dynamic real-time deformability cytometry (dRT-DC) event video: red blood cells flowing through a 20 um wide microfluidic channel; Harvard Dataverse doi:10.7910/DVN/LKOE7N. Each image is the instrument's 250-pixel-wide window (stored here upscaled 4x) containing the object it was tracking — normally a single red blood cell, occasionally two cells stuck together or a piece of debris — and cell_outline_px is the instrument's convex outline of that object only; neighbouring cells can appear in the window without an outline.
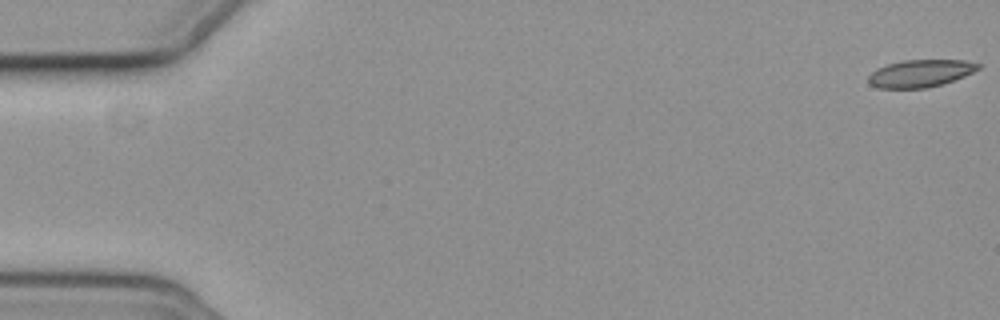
{"species": "common noctule bat (a hibernating species)", "species_latin": "Nyctalus noctula", "temperature_condition": "cold", "stored_images_in_passage": 13, "camera_frame_rate_fps": 3000, "um_per_image_px": 0.085, "animal": {"sex": "female", "body_mass_g": 19.3, "forearm_length_mm": 54.1}, "frame": {"image": 1, "passage_image": 1, "time_ms": 0.0, "image_size_px": [1000, 320], "cell_outline_px": [[980, 68], [964, 76], [944, 84], [928, 88], [876, 88], [868, 84], [868, 76], [876, 68], [888, 64], [904, 60], [964, 60], [980, 64]], "centroid_in_image_um": [78.2, 6.24], "position_along_channel_um": 6.8, "area_um2": 17.63}}